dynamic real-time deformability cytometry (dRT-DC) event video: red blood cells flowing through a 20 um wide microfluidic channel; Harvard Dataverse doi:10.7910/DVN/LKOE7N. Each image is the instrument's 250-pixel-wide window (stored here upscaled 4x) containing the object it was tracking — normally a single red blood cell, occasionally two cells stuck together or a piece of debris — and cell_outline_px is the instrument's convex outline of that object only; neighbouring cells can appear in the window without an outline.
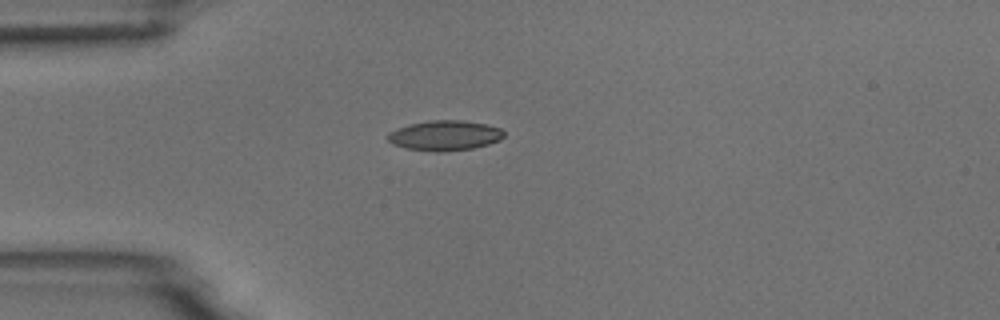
{"species": "common noctule bat (a hibernating species)", "species_latin": "Nyctalus noctula", "temperature_condition": "room temperature", "stored_images_in_passage": 1, "camera_frame_rate_fps": 3000, "um_per_image_px": 0.085, "animal": {"sex": "male", "body_mass_g": 18.8}, "frame": {"image": 1, "passage_image": 1, "time_ms": 0.0, "image_size_px": [1000, 320], "cell_outline_px": [[504, 136], [500, 140], [488, 144], [472, 148], [444, 152], [436, 152], [404, 148], [392, 144], [388, 140], [388, 132], [396, 128], [408, 124], [428, 120], [460, 120], [484, 124], [500, 128], [504, 132]], "centroid_in_image_um": [37.76, 11.52], "position_along_channel_um": 47.2, "area_um2": 20.46}}